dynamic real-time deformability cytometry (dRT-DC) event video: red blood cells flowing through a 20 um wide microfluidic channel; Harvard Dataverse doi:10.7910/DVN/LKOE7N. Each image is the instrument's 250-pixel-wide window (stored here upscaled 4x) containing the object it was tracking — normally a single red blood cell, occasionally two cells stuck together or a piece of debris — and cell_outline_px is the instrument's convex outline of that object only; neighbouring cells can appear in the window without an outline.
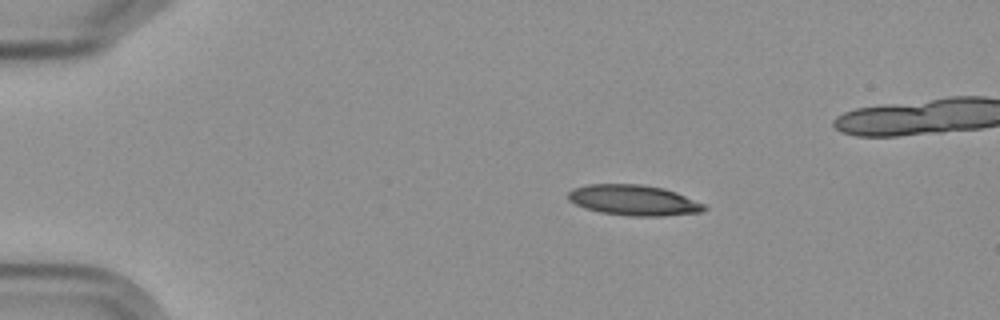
{"species": "Egyptian fruit bat (a non-hibernating species)", "species_latin": "Rousettus aegyptiacus", "temperature_condition": "cold", "stored_images_in_passage": 4, "camera_frame_rate_fps": 3000, "um_per_image_px": 0.085, "frame": {"image": 1, "passage_image": 1, "time_ms": 0.0, "image_size_px": [1000, 320], "cell_outline_px": [[708, 208], [704, 212], [664, 216], [632, 216], [600, 212], [584, 208], [568, 200], [568, 192], [572, 188], [588, 184], [640, 184], [664, 188], [676, 192], [704, 204]], "centroid_in_image_um": [53.87, 17.02], "position_along_channel_um": 31.1, "area_um2": 24.33}}